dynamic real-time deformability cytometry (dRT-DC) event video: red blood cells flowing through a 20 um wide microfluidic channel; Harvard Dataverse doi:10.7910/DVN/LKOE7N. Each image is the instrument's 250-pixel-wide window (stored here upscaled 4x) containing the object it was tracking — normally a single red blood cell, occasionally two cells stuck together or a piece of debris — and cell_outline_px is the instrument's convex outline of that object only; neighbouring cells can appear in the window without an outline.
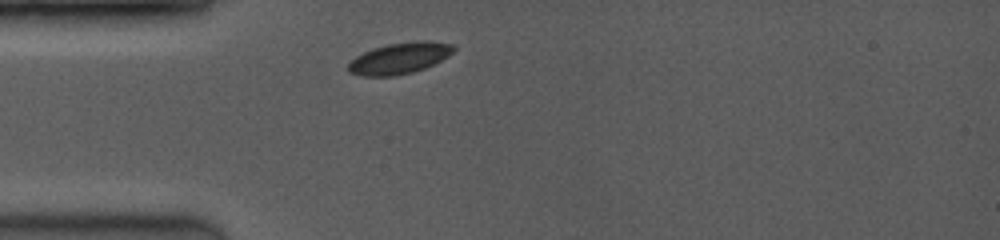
{"species": "common noctule bat (a hibernating species)", "species_latin": "Nyctalus noctula", "temperature_condition": "room temperature", "stored_images_in_passage": 1, "camera_frame_rate_fps": 3500, "um_per_image_px": 0.085, "animal": {"sex": "female", "body_mass_g": 19.0, "forearm_length_mm": 53.3}, "frame": {"image": 1, "passage_image": 1, "time_ms": 0.0, "image_size_px": [1000, 240], "cell_outline_px": [[456, 48], [448, 56], [424, 68], [412, 72], [392, 76], [360, 76], [348, 72], [348, 64], [356, 56], [372, 48], [388, 44], [420, 40], [424, 40], [452, 44]], "centroid_in_image_um": [33.93, 4.95], "position_along_channel_um": 51.1, "area_um2": 19.02}}